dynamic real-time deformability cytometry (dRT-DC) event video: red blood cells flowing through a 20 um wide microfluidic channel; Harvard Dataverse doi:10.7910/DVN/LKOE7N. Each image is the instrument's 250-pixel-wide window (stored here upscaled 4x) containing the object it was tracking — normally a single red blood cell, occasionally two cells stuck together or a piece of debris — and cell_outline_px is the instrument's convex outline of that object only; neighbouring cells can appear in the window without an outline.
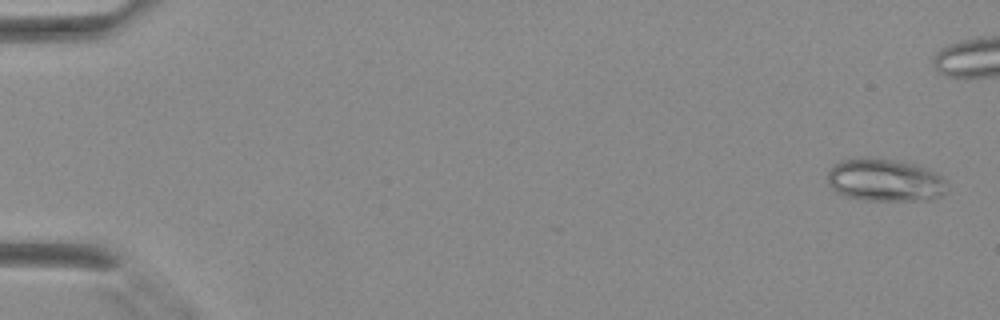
{"species": "Egyptian fruit bat (a non-hibernating species)", "species_latin": "Rousettus aegyptiacus", "temperature_condition": "warm", "stored_images_in_passage": 36, "camera_frame_rate_fps": 3000, "um_per_image_px": 0.085, "animal": {"sex": "female"}, "frame": {"image": 1, "passage_image": 2, "time_ms": 0.333, "image_size_px": [1000, 320], "cell_outline_px": [[944, 192], [940, 196], [928, 200], [864, 200], [844, 196], [836, 192], [828, 184], [828, 172], [836, 164], [844, 160], [864, 156], [892, 160], [916, 164], [936, 172], [944, 180]], "centroid_in_image_um": [75.19, 15.31], "position_along_channel_um": 9.8, "area_um2": 29.54}}
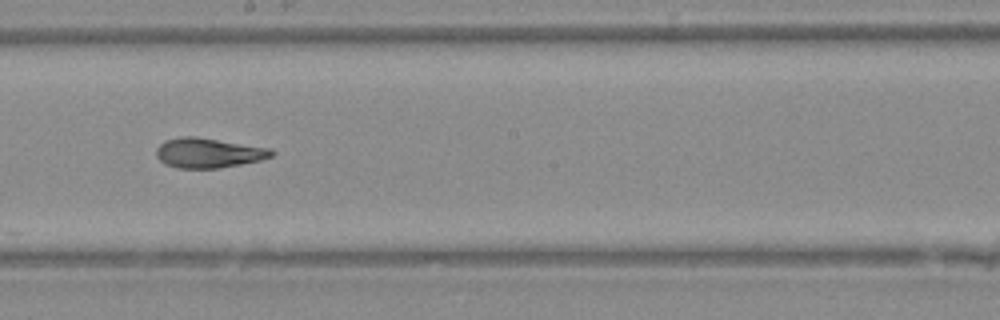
{"frame": {"image": 2, "passage_image": 25, "time_ms": 8.0, "image_size_px": [1000, 320], "cell_outline_px": [[276, 152], [272, 156], [260, 160], [220, 168], [176, 168], [164, 164], [156, 156], [156, 148], [164, 140], [184, 136], [192, 136], [268, 148]], "centroid_in_image_um": [17.66, 13.01], "position_along_channel_um": 230.5, "area_um2": 19.83}}
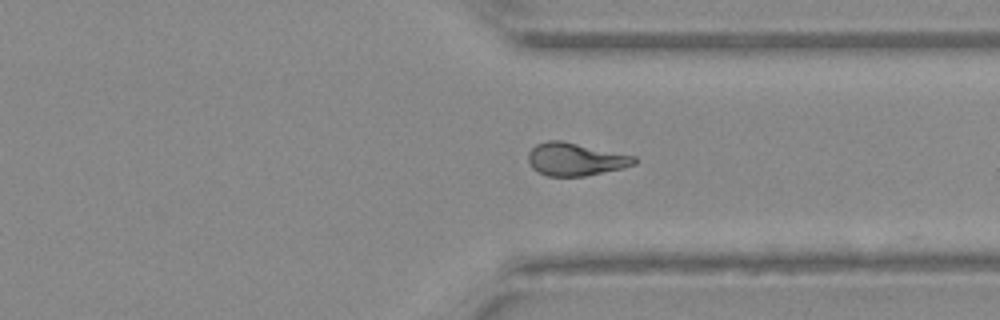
{"frame": {"image": 3, "passage_image": 33, "time_ms": 10.667, "image_size_px": [1000, 320], "cell_outline_px": [[636, 164], [624, 168], [584, 176], [548, 176], [536, 172], [532, 168], [528, 160], [528, 152], [536, 144], [548, 140], [560, 140], [636, 156]], "centroid_in_image_um": [48.9, 13.54], "position_along_channel_um": 362.5, "area_um2": 20.35}}